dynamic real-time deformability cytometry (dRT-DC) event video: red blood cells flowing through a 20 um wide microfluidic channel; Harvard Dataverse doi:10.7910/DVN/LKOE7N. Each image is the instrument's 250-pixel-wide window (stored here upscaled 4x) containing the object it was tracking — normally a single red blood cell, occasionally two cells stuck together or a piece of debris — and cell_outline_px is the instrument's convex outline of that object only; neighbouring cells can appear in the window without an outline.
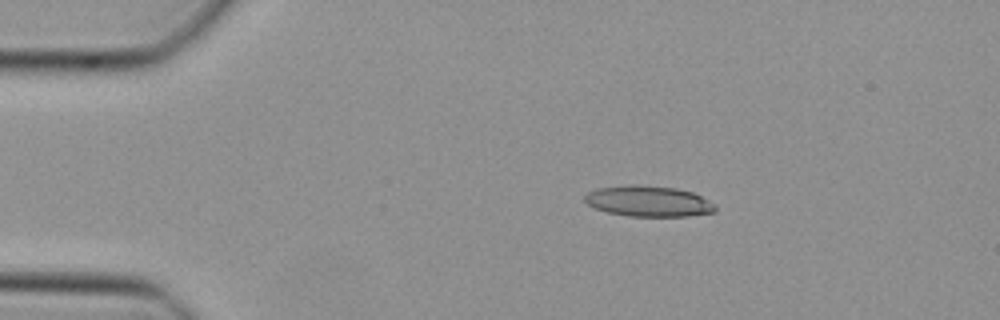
{"species": "Egyptian fruit bat (a non-hibernating species)", "species_latin": "Rousettus aegyptiacus", "temperature_condition": "cold", "stored_images_in_passage": 39, "camera_frame_rate_fps": 3000, "um_per_image_px": 0.085, "animal": {"sex": "female"}, "frame": {"image": 1, "passage_image": 1, "time_ms": 0.0, "image_size_px": [1000, 320], "cell_outline_px": [[716, 212], [688, 216], [628, 216], [608, 212], [592, 208], [584, 200], [584, 196], [588, 192], [596, 188], [632, 184], [640, 184], [676, 188], [692, 192], [716, 204]], "centroid_in_image_um": [55.11, 17.1], "position_along_channel_um": 29.9, "area_um2": 23.64}}
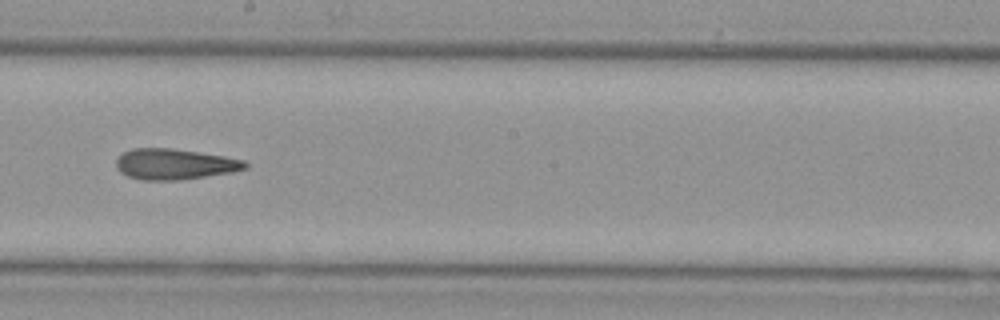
{"frame": {"image": 2, "passage_image": 19, "time_ms": 6.0, "image_size_px": [1000, 320], "cell_outline_px": [[248, 168], [232, 172], [180, 180], [140, 180], [128, 176], [120, 172], [116, 168], [116, 160], [124, 152], [132, 148], [172, 148], [224, 156], [244, 160], [248, 164]], "centroid_in_image_um": [14.83, 13.95], "position_along_channel_um": 233.4, "area_um2": 23.12}}
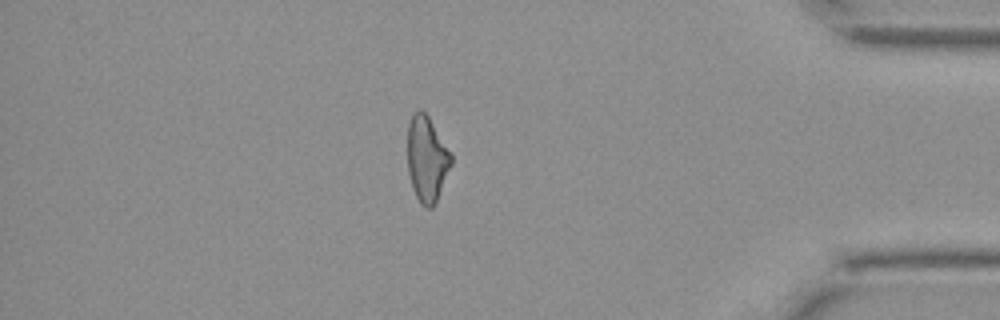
{"frame": {"image": 3, "passage_image": 33, "time_ms": 10.667, "image_size_px": [1000, 320], "cell_outline_px": [[452, 164], [436, 200], [432, 208], [424, 208], [420, 204], [412, 188], [408, 172], [408, 124], [412, 112], [416, 108], [420, 108], [428, 116], [452, 156]], "centroid_in_image_um": [36.25, 13.5], "position_along_channel_um": 398.9, "area_um2": 21.68}}